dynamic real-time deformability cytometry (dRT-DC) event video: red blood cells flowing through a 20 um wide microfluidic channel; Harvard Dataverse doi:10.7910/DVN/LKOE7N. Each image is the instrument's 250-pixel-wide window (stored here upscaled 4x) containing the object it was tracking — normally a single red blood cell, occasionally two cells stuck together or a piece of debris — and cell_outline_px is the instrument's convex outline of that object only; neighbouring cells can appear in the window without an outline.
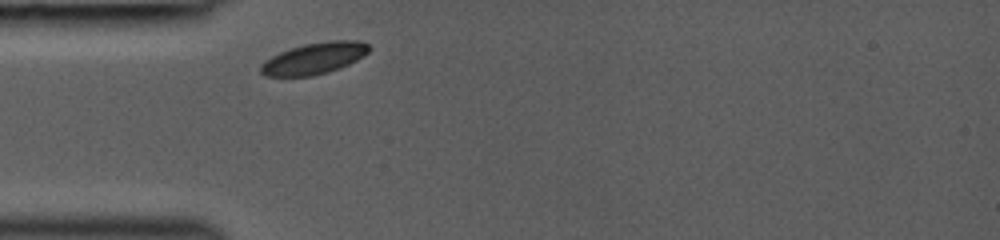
{"species": "common noctule bat (a hibernating species)", "species_latin": "Nyctalus noctula", "temperature_condition": "room temperature", "stored_images_in_passage": 3, "camera_frame_rate_fps": 3000, "um_per_image_px": 0.085, "animal": {"sex": "female", "body_mass_g": 19.0, "forearm_length_mm": 53.3}, "frame": {"image": 1, "passage_image": 1, "time_ms": 0.0, "image_size_px": [1000, 240], "cell_outline_px": [[372, 48], [364, 56], [348, 64], [328, 72], [312, 76], [264, 76], [260, 72], [260, 64], [264, 60], [280, 52], [304, 44], [328, 40], [356, 40], [368, 44]], "centroid_in_image_um": [26.7, 4.96], "position_along_channel_um": 58.3, "area_um2": 19.88}}
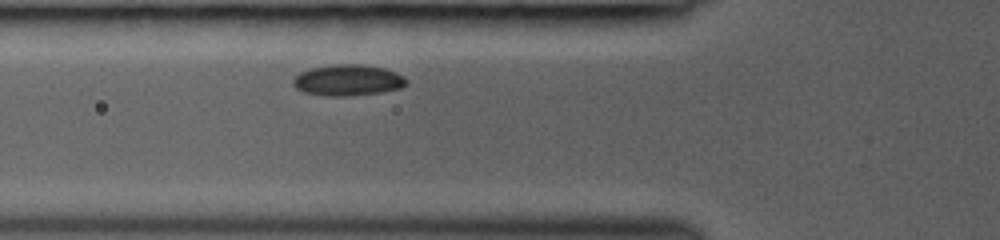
{"frame": {"image": 2, "passage_image": 3, "time_ms": 1.0, "image_size_px": [1000, 240], "cell_outline_px": [[408, 84], [400, 88], [380, 92], [348, 96], [324, 96], [304, 92], [296, 88], [292, 84], [292, 80], [300, 72], [312, 68], [336, 64], [360, 64], [384, 68], [396, 72], [404, 76], [408, 80]], "centroid_in_image_um": [29.58, 6.82], "position_along_channel_um": 96.2, "area_um2": 20.58}}